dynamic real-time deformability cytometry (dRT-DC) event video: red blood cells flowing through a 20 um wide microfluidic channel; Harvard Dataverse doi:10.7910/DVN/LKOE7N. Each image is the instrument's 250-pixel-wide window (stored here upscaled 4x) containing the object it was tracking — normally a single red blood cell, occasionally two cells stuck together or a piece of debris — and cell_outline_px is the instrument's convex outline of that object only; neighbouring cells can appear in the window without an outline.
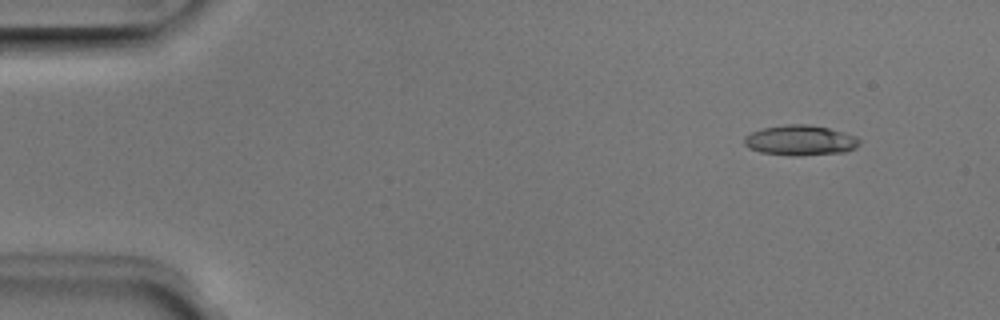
{"species": "Egyptian fruit bat (a non-hibernating species)", "species_latin": "Rousettus aegyptiacus", "temperature_condition": "room temperature", "stored_images_in_passage": 5, "camera_frame_rate_fps": 3000, "um_per_image_px": 0.085, "animal": {"sex": "male"}, "frame": {"image": 1, "passage_image": 2, "time_ms": 0.333, "image_size_px": [1000, 320], "cell_outline_px": [[860, 144], [856, 148], [844, 152], [796, 156], [760, 152], [748, 148], [744, 144], [744, 136], [760, 128], [784, 124], [808, 124], [828, 128], [844, 132], [856, 136], [860, 140]], "centroid_in_image_um": [68.01, 11.92], "position_along_channel_um": 17.0, "area_um2": 20.46}}
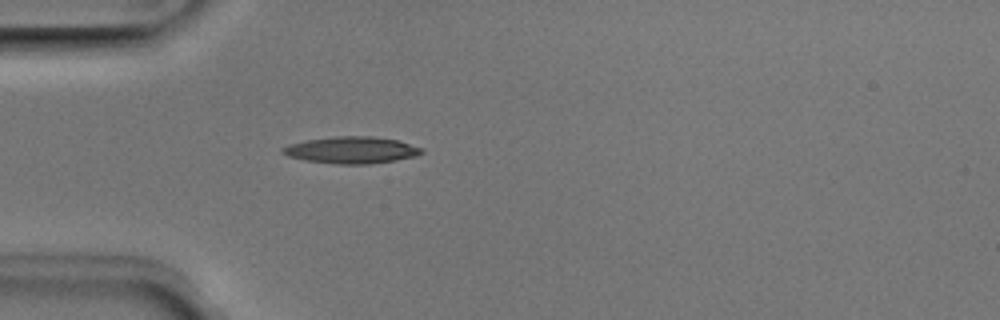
{"frame": {"image": 2, "passage_image": 5, "time_ms": 1.333, "image_size_px": [1000, 320], "cell_outline_px": [[424, 152], [416, 156], [396, 160], [368, 164], [336, 164], [304, 160], [288, 156], [280, 152], [280, 148], [292, 144], [308, 140], [336, 136], [372, 136], [400, 140], [424, 148]], "centroid_in_image_um": [29.93, 12.75], "position_along_channel_um": 55.1, "area_um2": 21.79}}